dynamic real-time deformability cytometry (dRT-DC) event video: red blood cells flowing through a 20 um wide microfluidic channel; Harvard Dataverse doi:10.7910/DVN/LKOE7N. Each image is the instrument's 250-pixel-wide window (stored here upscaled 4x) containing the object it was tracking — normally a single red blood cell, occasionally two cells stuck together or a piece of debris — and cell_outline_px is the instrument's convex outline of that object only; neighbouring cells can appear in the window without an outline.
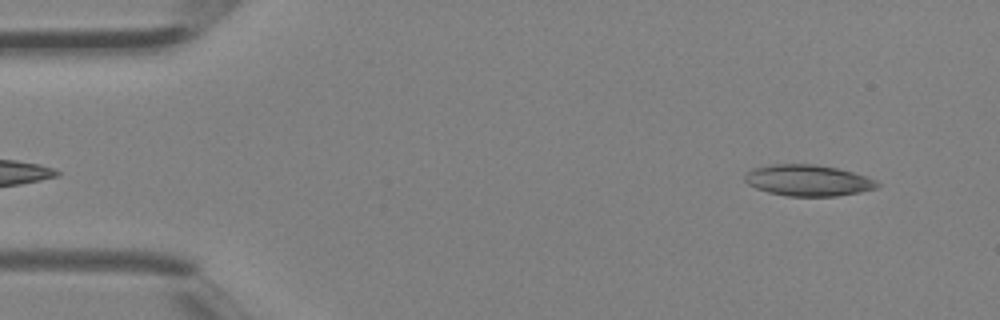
{"species": "Egyptian fruit bat (a non-hibernating species)", "species_latin": "Rousettus aegyptiacus", "temperature_condition": "room temperature", "stored_images_in_passage": 4, "camera_frame_rate_fps": 3000, "um_per_image_px": 0.085, "animal": {"sex": "female"}, "frame": {"image": 1, "passage_image": 4, "time_ms": 1.0, "image_size_px": [1000, 320], "cell_outline_px": [[880, 184], [876, 188], [860, 192], [836, 196], [788, 196], [768, 192], [756, 188], [748, 184], [744, 180], [744, 176], [752, 168], [768, 164], [812, 164], [836, 168], [852, 172], [876, 180]], "centroid_in_image_um": [68.65, 15.33], "position_along_channel_um": 16.4, "area_um2": 23.99}}